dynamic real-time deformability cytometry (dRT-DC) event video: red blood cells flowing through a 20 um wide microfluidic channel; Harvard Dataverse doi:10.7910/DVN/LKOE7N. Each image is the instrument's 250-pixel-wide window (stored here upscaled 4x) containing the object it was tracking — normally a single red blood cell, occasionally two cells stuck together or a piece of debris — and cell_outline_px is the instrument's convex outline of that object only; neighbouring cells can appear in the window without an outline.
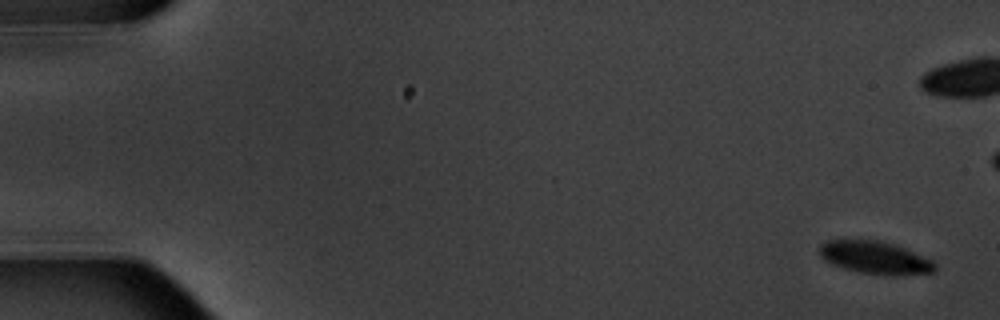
{"species": "common noctule bat (a hibernating species)", "species_latin": "Nyctalus noctula", "temperature_condition": "warm", "stored_images_in_passage": 6, "camera_frame_rate_fps": 3000, "um_per_image_px": 0.085, "animal": {"sex": "male", "body_mass_g": 20.1, "forearm_length_mm": 53.5}, "frame": {"image": 1, "passage_image": 1, "time_ms": 0.0, "image_size_px": [1000, 320], "cell_outline_px": [[936, 272], [896, 276], [888, 276], [856, 272], [832, 264], [824, 260], [820, 256], [820, 244], [828, 240], [880, 240], [904, 248], [932, 260], [936, 264]], "centroid_in_image_um": [74.39, 21.92], "position_along_channel_um": 10.6, "area_um2": 22.14}}